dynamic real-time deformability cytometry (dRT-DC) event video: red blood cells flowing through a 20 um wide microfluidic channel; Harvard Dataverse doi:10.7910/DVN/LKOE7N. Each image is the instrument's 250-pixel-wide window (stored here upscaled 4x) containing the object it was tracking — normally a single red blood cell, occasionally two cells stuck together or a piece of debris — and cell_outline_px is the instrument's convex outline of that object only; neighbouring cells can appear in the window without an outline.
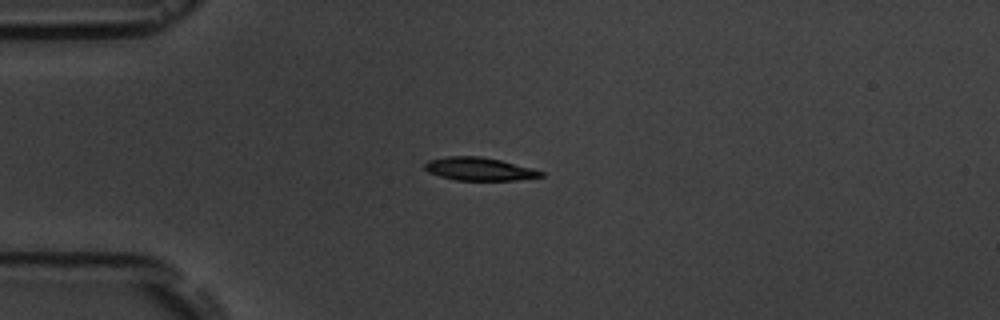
{"species": "common noctule bat (a hibernating species)", "species_latin": "Nyctalus noctula", "temperature_condition": "room temperature", "stored_images_in_passage": 1, "camera_frame_rate_fps": 3000, "um_per_image_px": 0.085, "animal": {"sex": "male", "body_mass_g": 19.5, "forearm_length_mm": 54.6}, "frame": {"image": 1, "passage_image": 1, "time_ms": 0.0, "image_size_px": [1000, 320], "cell_outline_px": [[544, 176], [516, 180], [456, 180], [440, 176], [428, 172], [424, 168], [424, 164], [428, 160], [448, 156], [480, 156], [500, 160], [532, 168], [544, 172]], "centroid_in_image_um": [40.72, 14.36], "position_along_channel_um": 44.3, "area_um2": 15.55}}